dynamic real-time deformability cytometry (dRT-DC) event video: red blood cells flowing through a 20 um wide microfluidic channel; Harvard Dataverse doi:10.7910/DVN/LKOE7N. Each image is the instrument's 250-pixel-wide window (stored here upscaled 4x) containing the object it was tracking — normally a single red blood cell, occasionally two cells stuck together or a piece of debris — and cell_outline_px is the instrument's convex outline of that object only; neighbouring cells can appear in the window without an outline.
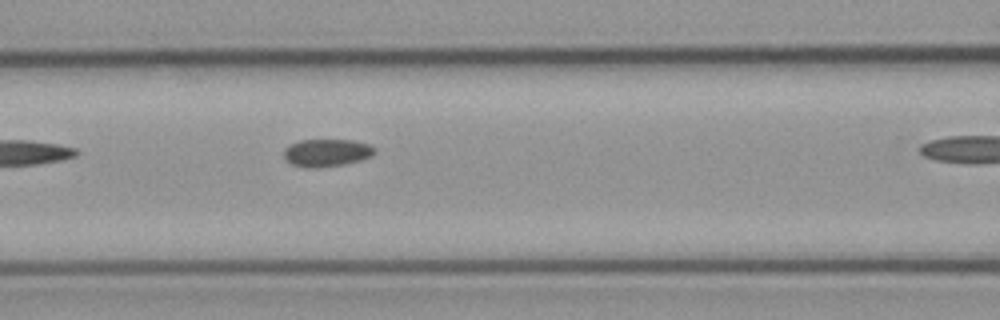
{"species": "common noctule bat (a hibernating species)", "species_latin": "Nyctalus noctula", "temperature_condition": "cold", "stored_images_in_passage": 5, "camera_frame_rate_fps": 3000, "um_per_image_px": 0.085, "animal": {"sex": "male", "body_mass_g": 23.1, "forearm_length_mm": 52.7}, "frame": {"image": 1, "passage_image": 4, "time_ms": 3.667, "image_size_px": [1000, 320], "cell_outline_px": [[376, 152], [372, 156], [360, 160], [344, 164], [320, 168], [304, 168], [292, 164], [284, 160], [284, 148], [288, 144], [300, 140], [352, 140], [368, 144], [376, 148]], "centroid_in_image_um": [27.74, 12.99], "position_along_channel_um": 138.9, "area_um2": 14.85}}